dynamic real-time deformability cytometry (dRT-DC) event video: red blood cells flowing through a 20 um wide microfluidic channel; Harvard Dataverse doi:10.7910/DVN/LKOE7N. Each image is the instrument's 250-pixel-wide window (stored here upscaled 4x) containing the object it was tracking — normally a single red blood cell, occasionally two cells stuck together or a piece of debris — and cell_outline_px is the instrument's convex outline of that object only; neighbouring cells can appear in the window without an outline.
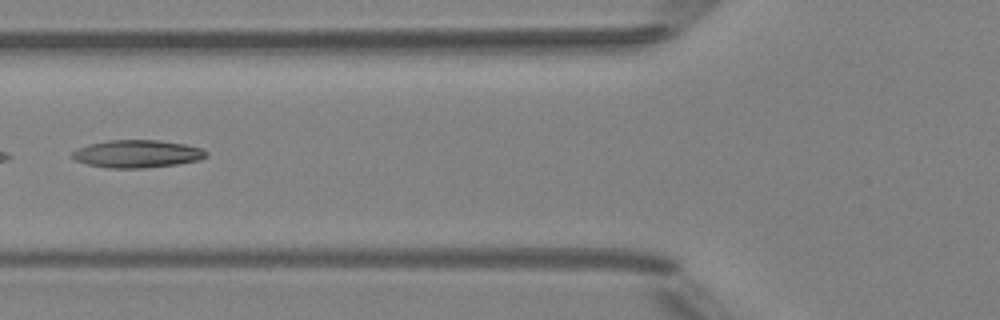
{"species": "Egyptian fruit bat (a non-hibernating species)", "species_latin": "Rousettus aegyptiacus", "temperature_condition": "room temperature", "stored_images_in_passage": 6, "camera_frame_rate_fps": 3000, "um_per_image_px": 0.085, "animal": {"sex": "female"}, "frame": {"image": 1, "passage_image": 6, "time_ms": 5.667, "image_size_px": [1000, 320], "cell_outline_px": [[208, 156], [200, 160], [176, 164], [144, 168], [108, 168], [88, 164], [76, 160], [72, 156], [72, 152], [88, 144], [108, 140], [160, 140], [184, 144], [200, 148], [208, 152]], "centroid_in_image_um": [11.69, 13.07], "position_along_channel_um": 114.1, "area_um2": 21.5}}